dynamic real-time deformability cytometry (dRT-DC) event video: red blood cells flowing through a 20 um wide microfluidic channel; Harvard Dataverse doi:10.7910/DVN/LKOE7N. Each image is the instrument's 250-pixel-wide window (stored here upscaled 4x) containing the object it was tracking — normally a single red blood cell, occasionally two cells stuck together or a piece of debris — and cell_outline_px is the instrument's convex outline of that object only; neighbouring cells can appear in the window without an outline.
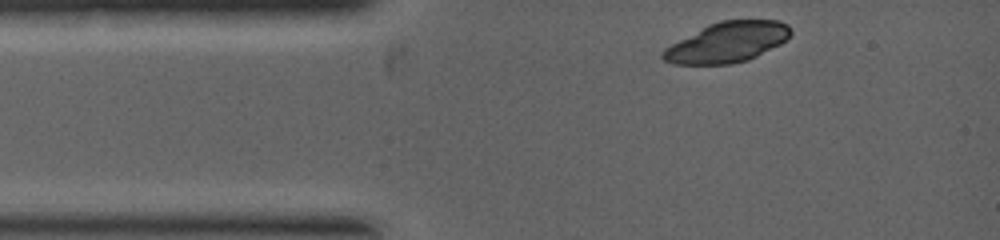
{"species": "common noctule bat (a hibernating species)", "species_latin": "Nyctalus noctula", "temperature_condition": "warm", "stored_images_in_passage": 2, "camera_frame_rate_fps": 5000, "um_per_image_px": 0.085, "animal": {"sex": "female", "body_mass_g": 19.0, "forearm_length_mm": 53.3}, "frame": {"image": 1, "passage_image": 1, "time_ms": 0.0, "image_size_px": [1000, 240], "cell_outline_px": [[792, 32], [780, 44], [748, 60], [732, 64], [672, 64], [664, 60], [660, 56], [660, 52], [664, 48], [708, 24], [720, 20], [780, 20], [788, 24]], "centroid_in_image_um": [61.8, 3.59], "position_along_channel_um": 23.2, "area_um2": 29.94}}